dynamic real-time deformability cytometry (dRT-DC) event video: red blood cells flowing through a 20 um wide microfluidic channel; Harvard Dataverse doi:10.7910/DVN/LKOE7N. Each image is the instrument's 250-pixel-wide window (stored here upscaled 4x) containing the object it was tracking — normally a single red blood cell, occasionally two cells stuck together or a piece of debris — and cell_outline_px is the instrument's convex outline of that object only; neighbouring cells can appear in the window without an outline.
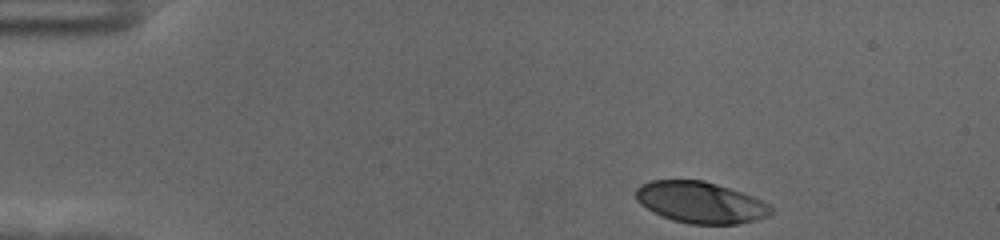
{"species": "human", "species_latin": "Homo sapiens", "temperature_condition": "cold", "stored_images_in_passage": 40, "camera_frame_rate_fps": 3000, "um_per_image_px": 0.085, "donor": {"sex": "female"}, "frame": {"image": 1, "passage_image": 1, "time_ms": 0.0, "image_size_px": [1000, 240], "cell_outline_px": [[776, 212], [768, 216], [756, 220], [736, 224], [692, 224], [672, 220], [640, 204], [636, 200], [636, 188], [640, 184], [652, 180], [704, 180], [752, 196], [768, 204]], "centroid_in_image_um": [59.55, 17.2], "position_along_channel_um": 25.4, "area_um2": 32.37}}
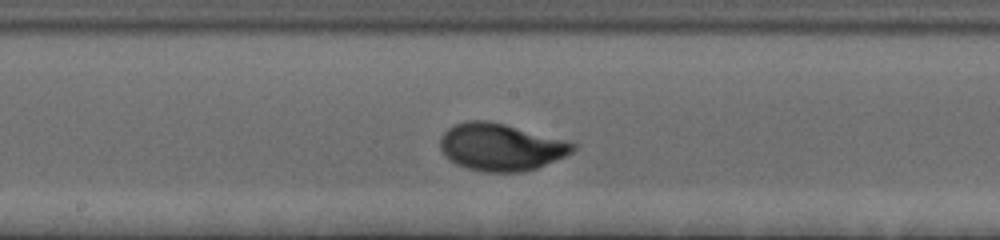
{"frame": {"image": 2, "passage_image": 23, "time_ms": 7.333, "image_size_px": [1000, 240], "cell_outline_px": [[576, 148], [572, 152], [564, 156], [536, 168], [524, 172], [484, 172], [468, 168], [456, 164], [448, 160], [444, 156], [440, 148], [440, 136], [452, 124], [468, 120], [484, 120], [504, 124], [576, 144]], "centroid_in_image_um": [42.48, 12.51], "position_along_channel_um": 205.7, "area_um2": 36.24}}
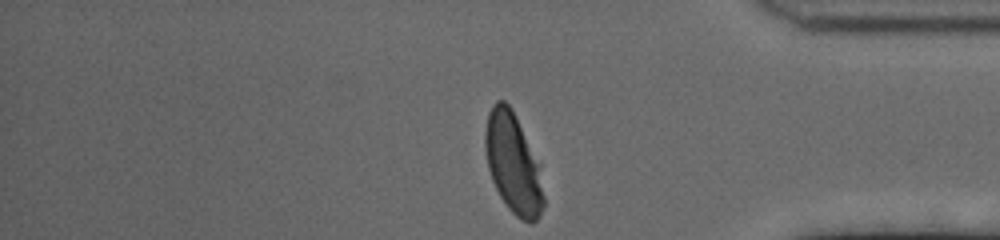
{"frame": {"image": 3, "passage_image": 40, "time_ms": 13.0, "image_size_px": [1000, 240], "cell_outline_px": [[544, 204], [540, 216], [532, 224], [520, 220], [508, 208], [500, 196], [492, 180], [488, 168], [484, 148], [484, 132], [488, 112], [492, 104], [496, 100], [504, 100], [512, 108], [540, 164], [544, 196]], "centroid_in_image_um": [43.61, 13.89], "position_along_channel_um": 391.6, "area_um2": 34.62}, "authors_computed_cell_mechanics": {"area_um2": 34.6222, "velocity_mm_per_s": 3.5885, "shape_relaxation_time_tau1_ms": 2.6704, "shape_relaxation_time_tau2_ms": null, "deformation_change_tau1": 0.1561, "deformation_change_tau2": null}}